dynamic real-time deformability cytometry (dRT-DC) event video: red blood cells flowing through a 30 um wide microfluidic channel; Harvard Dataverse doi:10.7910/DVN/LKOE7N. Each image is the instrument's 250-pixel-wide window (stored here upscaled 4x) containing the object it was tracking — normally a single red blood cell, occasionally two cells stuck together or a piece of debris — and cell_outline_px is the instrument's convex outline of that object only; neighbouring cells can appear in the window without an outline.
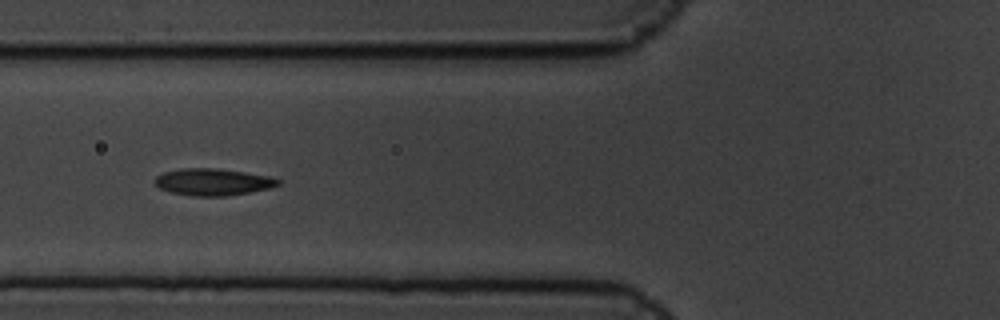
{"species": "common noctule bat (a hibernating species)", "species_latin": "Nyctalus noctula", "temperature_condition": "cold", "stored_images_in_passage": 8, "camera_frame_rate_fps": 3000, "um_per_image_px": 0.085, "animal": {"sex": "male", "body_mass_g": 19.5, "forearm_length_mm": 54.6}, "frame": {"image": 1, "passage_image": 6, "time_ms": 1.667, "image_size_px": [1000, 320], "cell_outline_px": [[280, 184], [272, 188], [228, 196], [192, 196], [172, 192], [160, 188], [152, 180], [156, 176], [164, 172], [180, 168], [216, 168], [272, 176], [280, 180]], "centroid_in_image_um": [18.12, 15.46], "position_along_channel_um": 107.7, "area_um2": 19.48}}
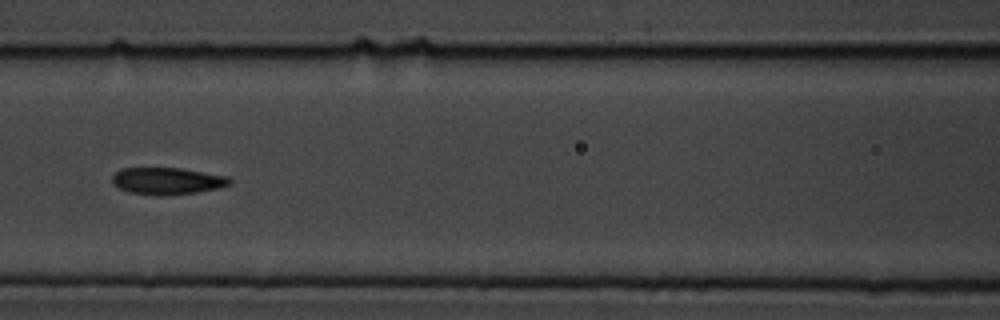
{"frame": {"image": 2, "passage_image": 7, "time_ms": 2.0, "image_size_px": [1000, 320], "cell_outline_px": [[232, 184], [220, 188], [196, 192], [160, 196], [128, 192], [112, 184], [112, 176], [116, 172], [124, 168], [180, 168], [228, 176], [232, 180]], "centroid_in_image_um": [14.24, 15.38], "position_along_channel_um": 152.4, "area_um2": 18.5}}
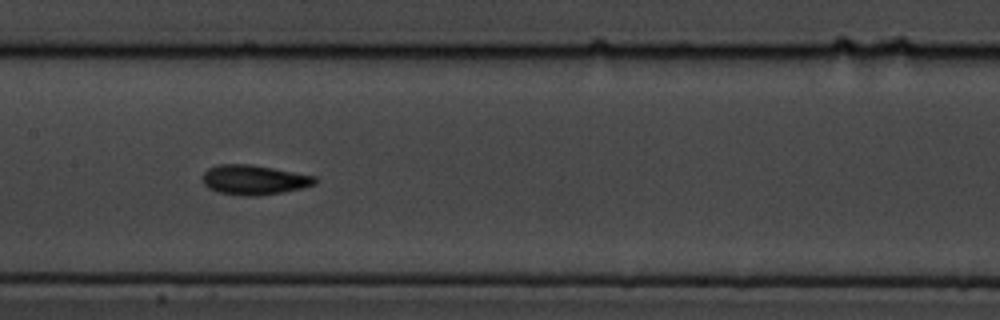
{"frame": {"image": 3, "passage_image": 8, "time_ms": 2.333, "image_size_px": [1000, 320], "cell_outline_px": [[316, 184], [300, 188], [280, 192], [256, 196], [244, 196], [220, 192], [208, 188], [204, 184], [204, 172], [208, 168], [216, 164], [252, 164], [316, 176]], "centroid_in_image_um": [21.58, 15.27], "position_along_channel_um": 185.8, "area_um2": 19.31}}